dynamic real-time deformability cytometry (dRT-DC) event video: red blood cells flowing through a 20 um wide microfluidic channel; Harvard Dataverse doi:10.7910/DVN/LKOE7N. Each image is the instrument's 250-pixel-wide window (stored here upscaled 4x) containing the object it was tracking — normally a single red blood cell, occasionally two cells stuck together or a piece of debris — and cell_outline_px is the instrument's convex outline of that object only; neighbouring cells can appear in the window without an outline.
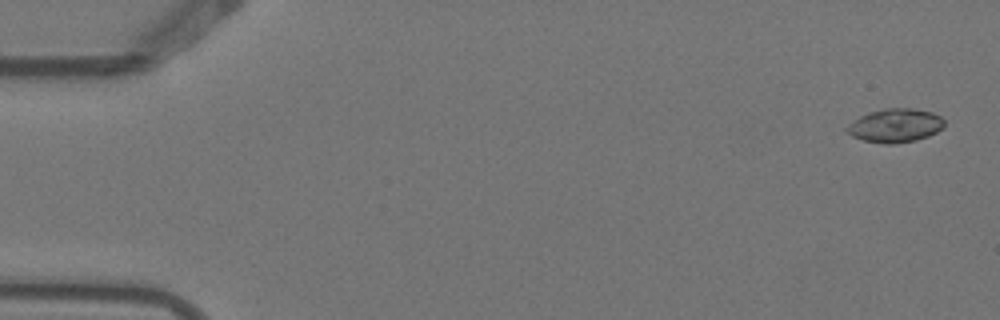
{"species": "Egyptian fruit bat (a non-hibernating species)", "species_latin": "Rousettus aegyptiacus", "temperature_condition": "warm", "stored_images_in_passage": 5, "camera_frame_rate_fps": 3000, "um_per_image_px": 0.085, "animal": {"sex": "female"}, "frame": {"image": 1, "passage_image": 1, "time_ms": 0.0, "image_size_px": [1000, 320], "cell_outline_px": [[944, 124], [936, 132], [928, 136], [916, 140], [892, 144], [884, 144], [864, 140], [852, 136], [844, 128], [848, 124], [860, 116], [868, 112], [884, 108], [912, 108], [932, 112], [940, 116], [944, 120]], "centroid_in_image_um": [76.07, 10.66], "position_along_channel_um": 8.9, "area_um2": 19.07}}
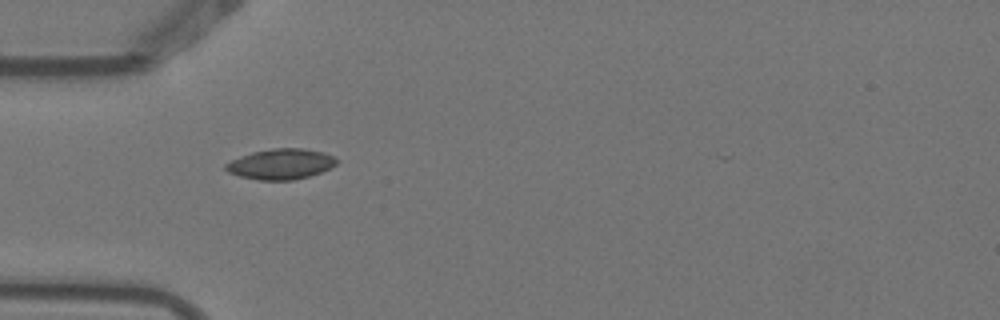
{"frame": {"image": 2, "passage_image": 4, "time_ms": 1.0, "image_size_px": [1000, 320], "cell_outline_px": [[340, 160], [336, 164], [320, 172], [308, 176], [292, 180], [260, 180], [240, 176], [228, 172], [224, 168], [224, 164], [240, 156], [252, 152], [272, 148], [304, 148], [324, 152]], "centroid_in_image_um": [23.86, 13.93], "position_along_channel_um": 61.1, "area_um2": 19.65}}
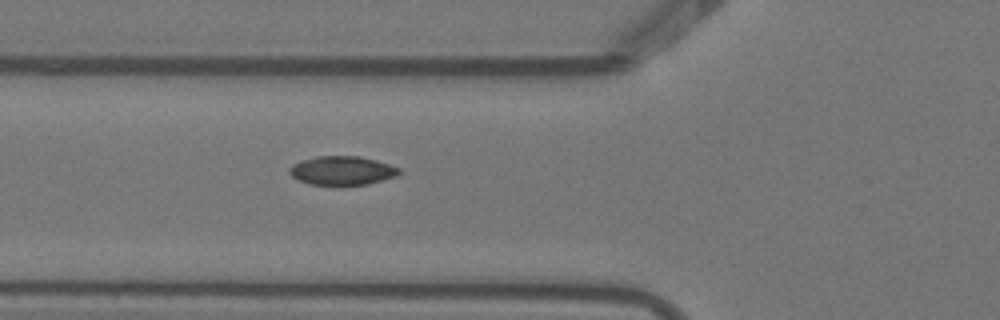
{"frame": {"image": 3, "passage_image": 5, "time_ms": 1.333, "image_size_px": [1000, 320], "cell_outline_px": [[400, 172], [396, 176], [368, 184], [308, 184], [292, 176], [288, 172], [288, 168], [292, 164], [316, 156], [360, 156], [376, 160], [400, 168]], "centroid_in_image_um": [29.07, 14.48], "position_along_channel_um": 96.7, "area_um2": 18.21}}